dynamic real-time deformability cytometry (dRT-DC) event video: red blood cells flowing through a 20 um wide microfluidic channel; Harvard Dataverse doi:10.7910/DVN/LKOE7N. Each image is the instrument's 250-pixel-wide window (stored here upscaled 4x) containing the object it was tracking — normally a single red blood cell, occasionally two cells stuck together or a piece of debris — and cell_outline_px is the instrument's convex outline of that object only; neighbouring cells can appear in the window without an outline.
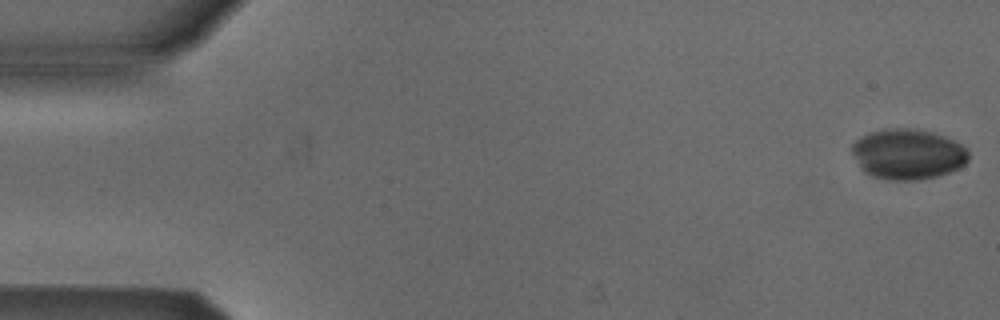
{"species": "Egyptian fruit bat (a non-hibernating species)", "species_latin": "Rousettus aegyptiacus", "temperature_condition": "cold", "stored_images_in_passage": 53, "camera_frame_rate_fps": 3000, "um_per_image_px": 0.085, "animal": {"sex": "male"}, "frame": {"image": 1, "passage_image": 1, "time_ms": 0.0, "image_size_px": [1000, 320], "cell_outline_px": [[968, 160], [960, 168], [936, 176], [920, 180], [888, 180], [872, 176], [864, 172], [852, 152], [852, 144], [856, 140], [872, 132], [888, 128], [912, 128], [932, 132], [944, 136], [968, 148]], "centroid_in_image_um": [77.18, 13.11], "position_along_channel_um": 7.8, "area_um2": 34.1}}
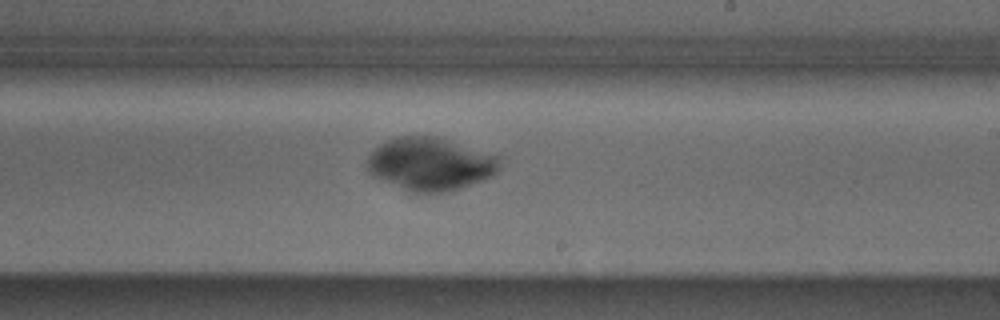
{"frame": {"image": 2, "passage_image": 31, "time_ms": 10.0, "image_size_px": [1000, 320], "cell_outline_px": [[500, 168], [492, 176], [460, 188], [448, 192], [408, 192], [368, 172], [368, 156], [380, 144], [388, 140], [400, 136], [436, 136], [500, 156]], "centroid_in_image_um": [36.6, 13.94], "position_along_channel_um": 252.4, "area_um2": 40.52}}
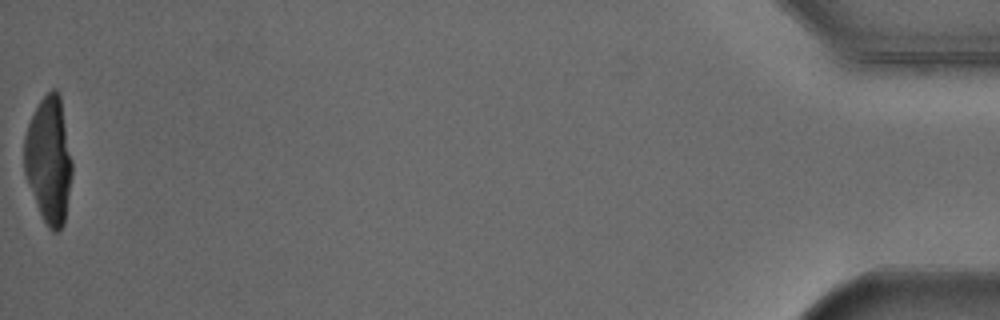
{"frame": {"image": 3, "passage_image": 53, "time_ms": 17.333, "image_size_px": [1000, 320], "cell_outline_px": [[72, 176], [64, 224], [60, 232], [52, 232], [48, 228], [36, 204], [24, 172], [24, 136], [28, 124], [40, 100], [52, 88], [56, 88], [60, 92], [72, 160]], "centroid_in_image_um": [4.16, 13.6], "position_along_channel_um": 431.0, "area_um2": 35.55}}